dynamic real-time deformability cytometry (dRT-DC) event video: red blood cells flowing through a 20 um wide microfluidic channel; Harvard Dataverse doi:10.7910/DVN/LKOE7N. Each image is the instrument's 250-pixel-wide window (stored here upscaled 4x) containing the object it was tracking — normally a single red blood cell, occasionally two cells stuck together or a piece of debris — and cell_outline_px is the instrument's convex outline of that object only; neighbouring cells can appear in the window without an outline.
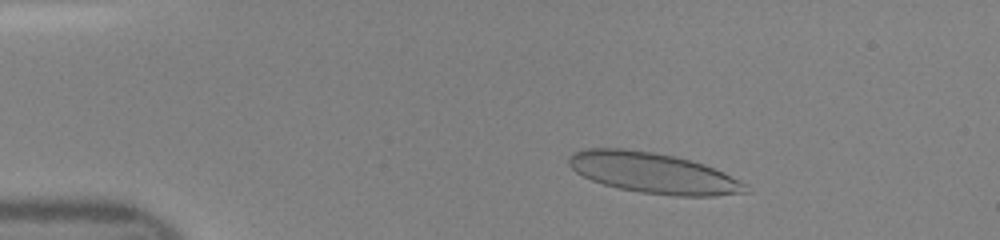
{"species": "human", "species_latin": "Homo sapiens", "temperature_condition": "room temperature", "stored_images_in_passage": 38, "camera_frame_rate_fps": 3000, "um_per_image_px": 0.085, "donor": {"sex": "female"}, "frame": {"image": 1, "passage_image": 7, "time_ms": 2.0, "image_size_px": [1000, 240], "cell_outline_px": [[748, 192], [716, 196], [676, 196], [640, 192], [620, 188], [604, 184], [592, 180], [576, 172], [568, 164], [568, 156], [572, 152], [588, 148], [624, 148], [652, 152], [692, 160], [704, 164], [724, 172], [748, 184]], "centroid_in_image_um": [55.54, 14.7], "position_along_channel_um": 29.5, "area_um2": 41.85}}
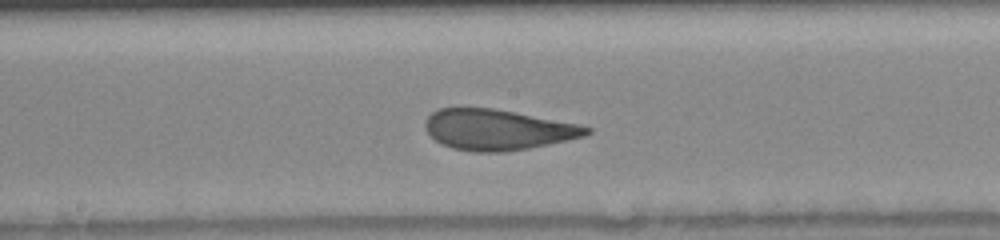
{"frame": {"image": 2, "passage_image": 24, "time_ms": 7.667, "image_size_px": [1000, 240], "cell_outline_px": [[592, 132], [584, 136], [548, 144], [528, 148], [500, 152], [472, 152], [452, 148], [440, 144], [424, 128], [424, 124], [428, 116], [432, 112], [440, 108], [492, 108], [576, 124], [592, 128]], "centroid_in_image_um": [42.25, 11.03], "position_along_channel_um": 206.0, "area_um2": 37.74}}
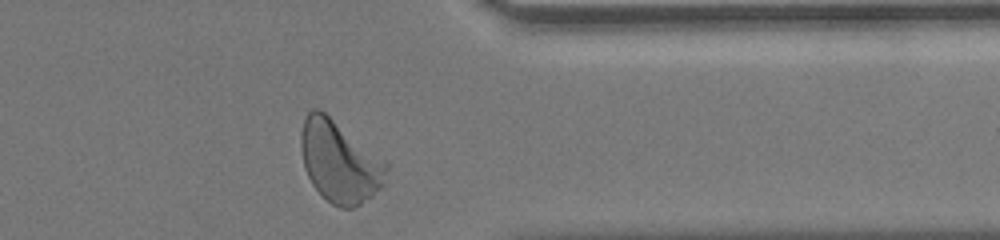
{"frame": {"image": 3, "passage_image": 37, "time_ms": 12.0, "image_size_px": [1000, 240], "cell_outline_px": [[388, 168], [384, 184], [372, 196], [360, 204], [352, 208], [340, 208], [332, 204], [312, 184], [304, 168], [300, 148], [300, 136], [304, 120], [308, 112], [312, 108], [320, 108], [384, 160], [388, 164]], "centroid_in_image_um": [28.85, 13.73], "position_along_channel_um": 382.6, "area_um2": 40.4}}